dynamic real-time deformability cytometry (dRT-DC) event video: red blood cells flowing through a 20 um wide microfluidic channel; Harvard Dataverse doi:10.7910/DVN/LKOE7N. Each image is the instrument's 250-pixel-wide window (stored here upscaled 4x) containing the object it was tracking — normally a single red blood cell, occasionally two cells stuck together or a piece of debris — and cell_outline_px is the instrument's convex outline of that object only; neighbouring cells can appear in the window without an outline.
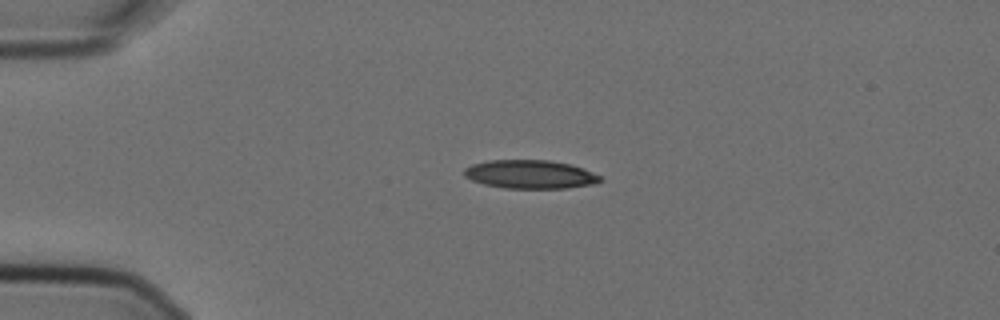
{"species": "Egyptian fruit bat (a non-hibernating species)", "species_latin": "Rousettus aegyptiacus", "temperature_condition": "cold", "stored_images_in_passage": 3, "camera_frame_rate_fps": 3000, "um_per_image_px": 0.085, "animal": {"sex": "female"}, "frame": {"image": 1, "passage_image": 2, "time_ms": 0.333, "image_size_px": [1000, 320], "cell_outline_px": [[604, 180], [596, 184], [568, 188], [504, 188], [484, 184], [472, 180], [464, 176], [464, 168], [472, 164], [488, 160], [548, 160], [568, 164], [580, 168], [600, 176]], "centroid_in_image_um": [45.05, 14.82], "position_along_channel_um": 40.0, "area_um2": 22.54}}